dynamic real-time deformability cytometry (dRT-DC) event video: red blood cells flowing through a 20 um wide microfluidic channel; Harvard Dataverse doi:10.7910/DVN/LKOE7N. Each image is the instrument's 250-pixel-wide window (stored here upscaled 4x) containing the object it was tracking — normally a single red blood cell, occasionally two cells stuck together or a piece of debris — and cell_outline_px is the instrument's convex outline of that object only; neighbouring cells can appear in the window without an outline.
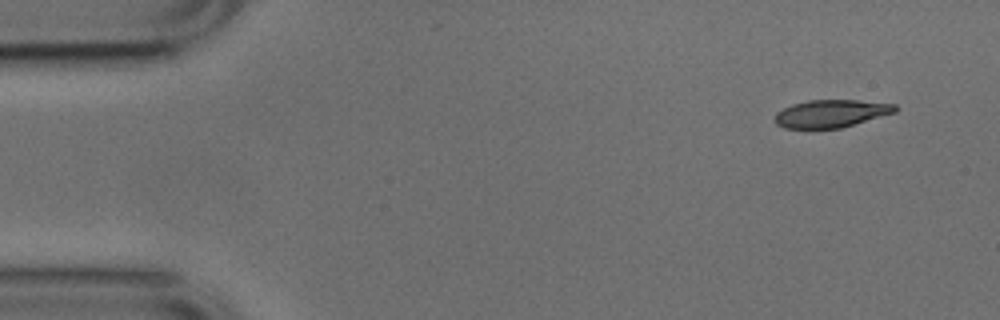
{"species": "common noctule bat (a hibernating species)", "species_latin": "Nyctalus noctula", "temperature_condition": "cold", "stored_images_in_passage": 5, "camera_frame_rate_fps": 3000, "um_per_image_px": 0.085, "animal": {"sex": "male", "body_mass_g": 17.9, "forearm_length_mm": 54.2}, "frame": {"image": 1, "passage_image": 1, "time_ms": 0.0, "image_size_px": [1000, 320], "cell_outline_px": [[900, 108], [896, 112], [840, 128], [784, 128], [776, 124], [776, 112], [792, 104], [808, 100], [856, 100], [896, 104]], "centroid_in_image_um": [70.67, 9.64], "position_along_channel_um": 14.3, "area_um2": 19.31}}
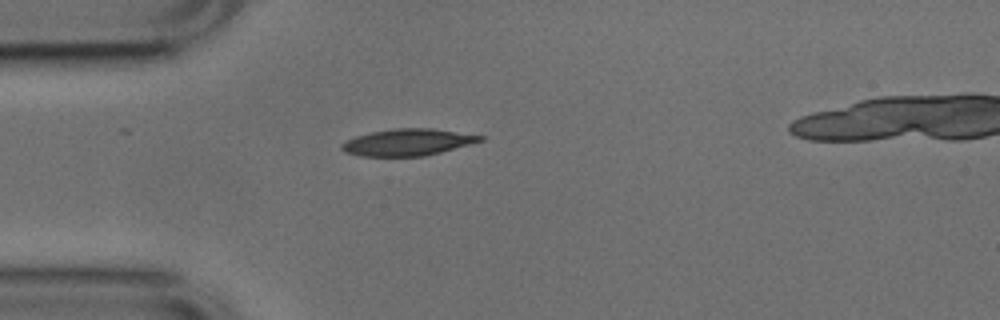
{"frame": {"image": 2, "passage_image": 4, "time_ms": 1.0, "image_size_px": [1000, 320], "cell_outline_px": [[484, 140], [440, 152], [424, 156], [360, 156], [344, 152], [340, 148], [340, 144], [356, 136], [372, 132], [396, 128], [432, 128], [484, 136]], "centroid_in_image_um": [34.63, 12.09], "position_along_channel_um": 50.4, "area_um2": 21.39}}